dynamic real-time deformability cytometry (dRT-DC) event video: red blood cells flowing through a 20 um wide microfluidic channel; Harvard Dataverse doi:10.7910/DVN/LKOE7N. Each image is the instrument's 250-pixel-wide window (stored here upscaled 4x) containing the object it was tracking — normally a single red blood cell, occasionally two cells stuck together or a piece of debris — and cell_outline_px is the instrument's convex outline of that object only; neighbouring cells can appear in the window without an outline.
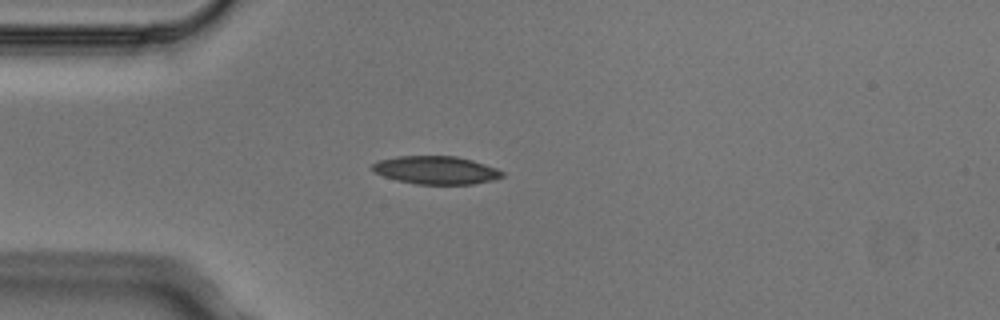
{"species": "Egyptian fruit bat (a non-hibernating species)", "species_latin": "Rousettus aegyptiacus", "temperature_condition": "cold", "stored_images_in_passage": 3, "camera_frame_rate_fps": 3000, "um_per_image_px": 0.085, "animal": {"sex": "male"}, "frame": {"image": 1, "passage_image": 2, "time_ms": 0.333, "image_size_px": [1000, 320], "cell_outline_px": [[504, 176], [492, 180], [472, 184], [416, 184], [396, 180], [372, 172], [372, 164], [380, 160], [396, 156], [456, 156], [472, 160], [496, 168], [504, 172]], "centroid_in_image_um": [37.04, 14.46], "position_along_channel_um": 48.0, "area_um2": 21.21}}